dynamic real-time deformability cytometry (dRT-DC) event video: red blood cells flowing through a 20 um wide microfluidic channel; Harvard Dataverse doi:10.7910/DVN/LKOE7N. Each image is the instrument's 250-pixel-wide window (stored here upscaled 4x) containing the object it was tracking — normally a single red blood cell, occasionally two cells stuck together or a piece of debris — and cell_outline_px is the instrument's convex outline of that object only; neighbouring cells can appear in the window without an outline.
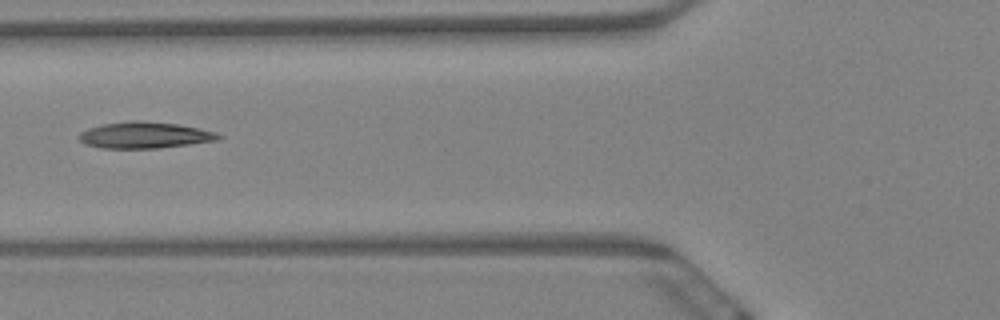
{"species": "Egyptian fruit bat (a non-hibernating species)", "species_latin": "Rousettus aegyptiacus", "temperature_condition": "warm", "stored_images_in_passage": 9, "camera_frame_rate_fps": 3000, "um_per_image_px": 0.085, "animal": {"sex": "female"}, "frame": {"image": 1, "passage_image": 6, "time_ms": 1.667, "image_size_px": [1000, 320], "cell_outline_px": [[224, 136], [216, 140], [160, 148], [100, 148], [84, 144], [76, 136], [80, 132], [88, 128], [104, 124], [132, 120], [140, 120], [180, 124], [200, 128], [216, 132]], "centroid_in_image_um": [12.28, 11.48], "position_along_channel_um": 113.5, "area_um2": 21.56}}
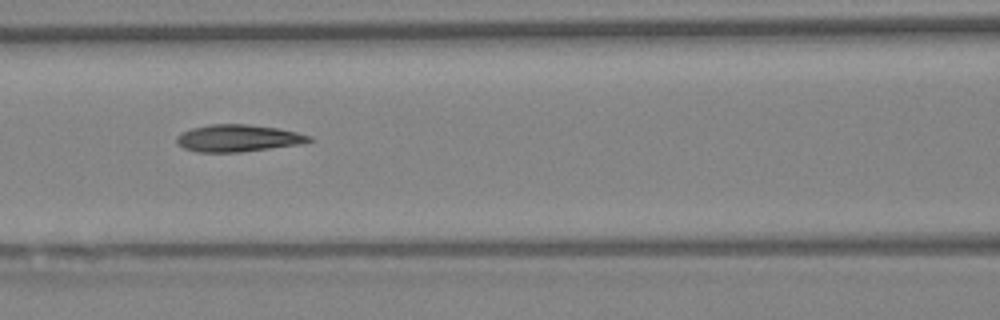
{"frame": {"image": 2, "passage_image": 7, "time_ms": 2.0, "image_size_px": [1000, 320], "cell_outline_px": [[312, 140], [300, 144], [240, 152], [196, 152], [184, 148], [176, 140], [176, 136], [180, 132], [192, 128], [208, 124], [248, 124], [280, 128], [312, 136]], "centroid_in_image_um": [20.21, 11.73], "position_along_channel_um": 146.4, "area_um2": 20.92}}
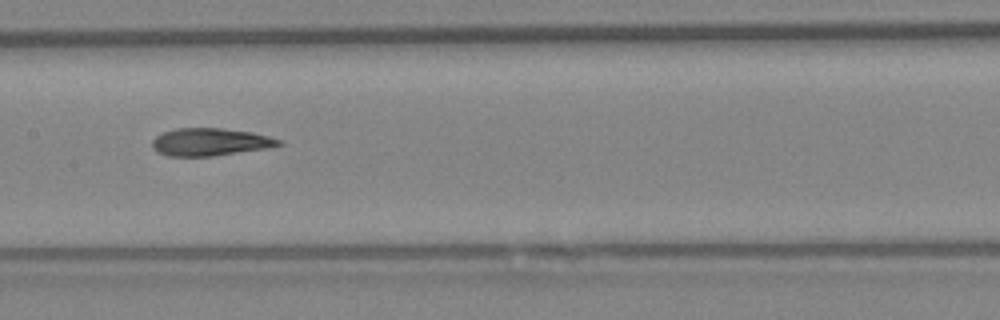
{"frame": {"image": 3, "passage_image": 8, "time_ms": 2.333, "image_size_px": [1000, 320], "cell_outline_px": [[284, 144], [268, 148], [212, 156], [168, 156], [156, 152], [152, 148], [152, 140], [156, 136], [164, 132], [176, 128], [224, 128], [252, 132], [268, 136], [280, 140]], "centroid_in_image_um": [17.85, 12.07], "position_along_channel_um": 189.6, "area_um2": 20.4}}